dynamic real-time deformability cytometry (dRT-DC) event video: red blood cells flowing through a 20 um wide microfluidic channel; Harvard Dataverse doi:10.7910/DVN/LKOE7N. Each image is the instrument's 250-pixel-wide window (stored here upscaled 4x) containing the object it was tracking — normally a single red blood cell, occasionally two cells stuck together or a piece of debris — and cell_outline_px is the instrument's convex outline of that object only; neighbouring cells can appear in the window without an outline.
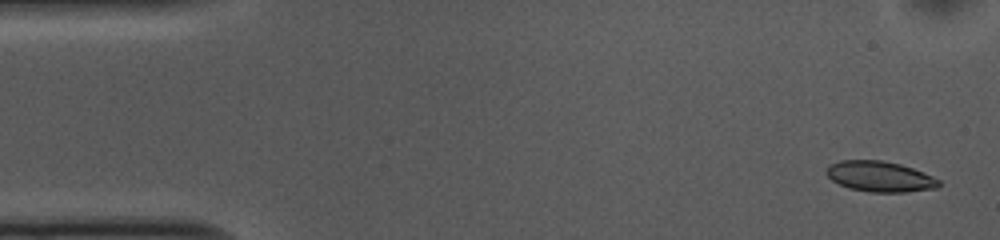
{"species": "common noctule bat (a hibernating species)", "species_latin": "Nyctalus noctula", "temperature_condition": "cold", "stored_images_in_passage": 52, "camera_frame_rate_fps": 3000, "um_per_image_px": 0.085, "animal": {"sex": "female", "body_mass_g": 10.0, "forearm_length_mm": 53.1}, "frame": {"image": 1, "passage_image": 2, "time_ms": 0.333, "image_size_px": [1000, 240], "cell_outline_px": [[940, 184], [936, 188], [904, 192], [868, 192], [848, 188], [832, 180], [828, 176], [828, 164], [840, 160], [880, 160], [900, 164], [924, 172], [940, 180]], "centroid_in_image_um": [74.79, 15.0], "position_along_channel_um": 10.2, "area_um2": 19.94}}
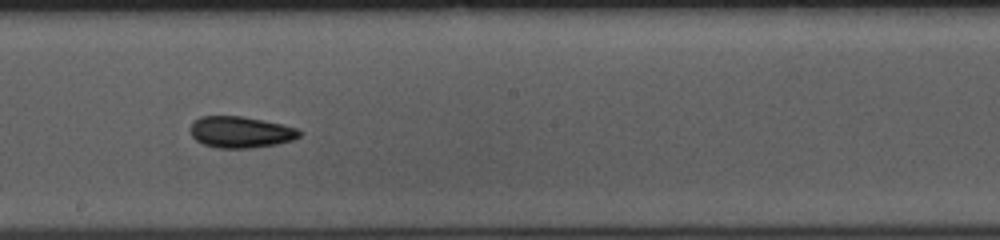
{"frame": {"image": 2, "passage_image": 28, "time_ms": 9.0, "image_size_px": [1000, 240], "cell_outline_px": [[300, 136], [292, 140], [276, 144], [248, 148], [216, 148], [204, 144], [196, 140], [192, 136], [192, 120], [200, 116], [240, 116], [264, 120], [296, 128], [300, 132]], "centroid_in_image_um": [20.42, 11.22], "position_along_channel_um": 227.8, "area_um2": 19.77}}
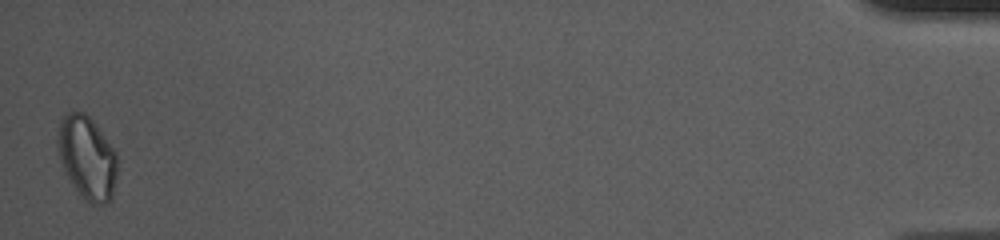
{"frame": {"image": 3, "passage_image": 52, "time_ms": 17.0, "image_size_px": [1000, 240], "cell_outline_px": [[116, 176], [112, 200], [104, 204], [92, 204], [84, 200], [68, 176], [60, 160], [56, 148], [56, 140], [60, 120], [68, 112], [84, 112], [92, 120], [116, 152]], "centroid_in_image_um": [7.39, 13.4], "position_along_channel_um": 427.8, "area_um2": 28.67}, "authors_computed_cell_mechanics": {"area_um2": 20.4034, "velocity_mm_per_s": 3.7044, "shape_relaxation_time_tau1_ms": 4.0547, "shape_relaxation_time_tau2_ms": 4.2521, "deformation_change_tau1": 0.0823, "deformation_change_tau2": 0.077}}